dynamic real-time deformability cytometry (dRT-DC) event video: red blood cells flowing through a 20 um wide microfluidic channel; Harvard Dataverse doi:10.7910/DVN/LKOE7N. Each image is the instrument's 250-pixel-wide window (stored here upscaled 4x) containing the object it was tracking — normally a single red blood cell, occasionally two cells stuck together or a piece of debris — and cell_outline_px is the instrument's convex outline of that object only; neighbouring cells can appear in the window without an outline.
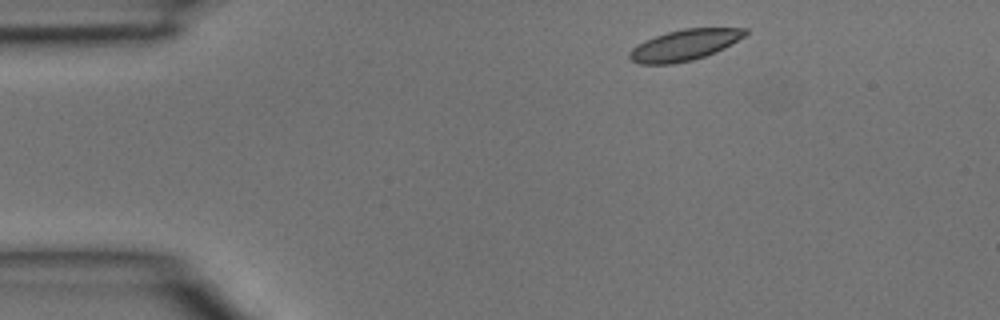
{"species": "common noctule bat (a hibernating species)", "species_latin": "Nyctalus noctula", "temperature_condition": "room temperature", "stored_images_in_passage": 3, "camera_frame_rate_fps": 3000, "um_per_image_px": 0.085, "animal": {"sex": "male", "body_mass_g": 15.6}, "frame": {"image": 1, "passage_image": 1, "time_ms": 0.0, "image_size_px": [1000, 320], "cell_outline_px": [[748, 32], [744, 36], [724, 48], [716, 52], [692, 60], [672, 64], [640, 64], [632, 60], [628, 56], [628, 52], [632, 48], [644, 40], [668, 32], [684, 28], [748, 28]], "centroid_in_image_um": [58.17, 3.83], "position_along_channel_um": 26.8, "area_um2": 20.75}}